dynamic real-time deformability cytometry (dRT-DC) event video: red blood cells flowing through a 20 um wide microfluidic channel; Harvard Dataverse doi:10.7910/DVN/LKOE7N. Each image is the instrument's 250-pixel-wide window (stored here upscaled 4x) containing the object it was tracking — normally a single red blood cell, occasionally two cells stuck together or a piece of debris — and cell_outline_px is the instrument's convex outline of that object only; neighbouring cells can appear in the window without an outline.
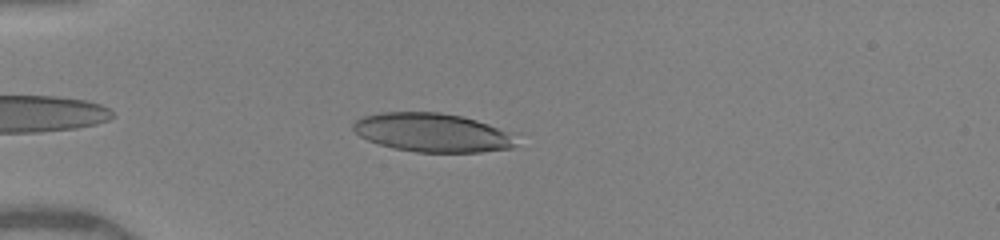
{"species": "human", "species_latin": "Homo sapiens", "temperature_condition": "warm", "stored_images_in_passage": 36, "camera_frame_rate_fps": 3000, "um_per_image_px": 0.085, "donor": {"sex": "female"}, "frame": {"image": 1, "passage_image": 4, "time_ms": 1.0, "image_size_px": [1000, 240], "cell_outline_px": [[516, 144], [512, 148], [480, 152], [416, 152], [396, 148], [380, 144], [368, 140], [360, 136], [352, 128], [352, 124], [356, 120], [364, 116], [380, 112], [440, 112], [464, 116], [488, 124], [508, 132]], "centroid_in_image_um": [36.71, 11.26], "position_along_channel_um": 48.3, "area_um2": 36.53}}
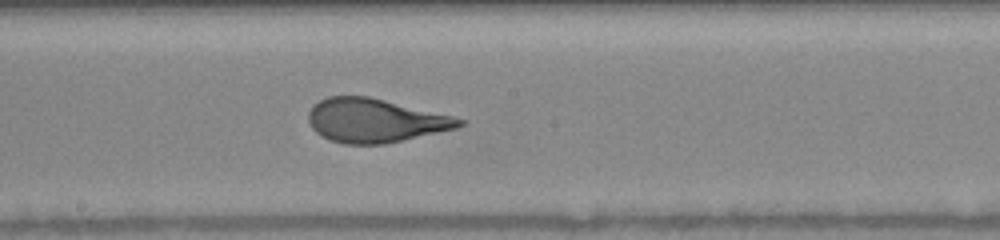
{"frame": {"image": 2, "passage_image": 18, "time_ms": 5.667, "image_size_px": [1000, 240], "cell_outline_px": [[468, 120], [464, 124], [456, 128], [384, 144], [344, 144], [328, 140], [316, 132], [312, 128], [308, 120], [308, 112], [312, 104], [328, 96], [368, 96], [452, 116]], "centroid_in_image_um": [31.84, 10.24], "position_along_channel_um": 216.4, "area_um2": 38.32}}
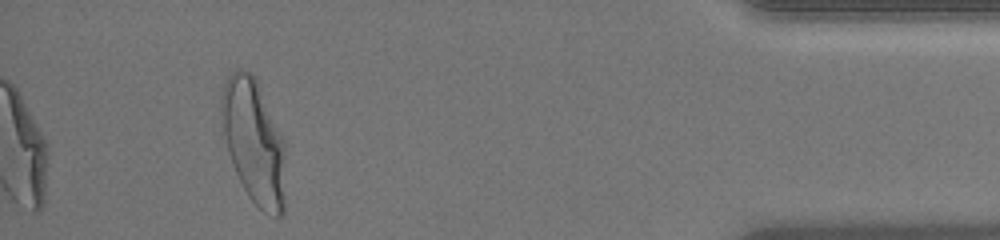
{"frame": {"image": 3, "passage_image": 36, "time_ms": 11.667, "image_size_px": [1000, 240], "cell_outline_px": [[284, 212], [280, 216], [276, 216], [264, 212], [248, 196], [232, 164], [228, 152], [224, 132], [220, 108], [220, 96], [224, 84], [228, 76], [236, 68], [240, 68], [252, 72], [256, 80], [284, 140]], "centroid_in_image_um": [21.56, 12.01], "position_along_channel_um": 413.6, "area_um2": 45.95}, "authors_computed_cell_mechanics": {"area_um2": 38.726, "velocity_mm_per_s": 4.1068, "shape_relaxation_time_tau1_ms": 4.0822, "shape_relaxation_time_tau2_ms": null, "deformation_change_tau1": 0.2167, "deformation_change_tau2": null}}